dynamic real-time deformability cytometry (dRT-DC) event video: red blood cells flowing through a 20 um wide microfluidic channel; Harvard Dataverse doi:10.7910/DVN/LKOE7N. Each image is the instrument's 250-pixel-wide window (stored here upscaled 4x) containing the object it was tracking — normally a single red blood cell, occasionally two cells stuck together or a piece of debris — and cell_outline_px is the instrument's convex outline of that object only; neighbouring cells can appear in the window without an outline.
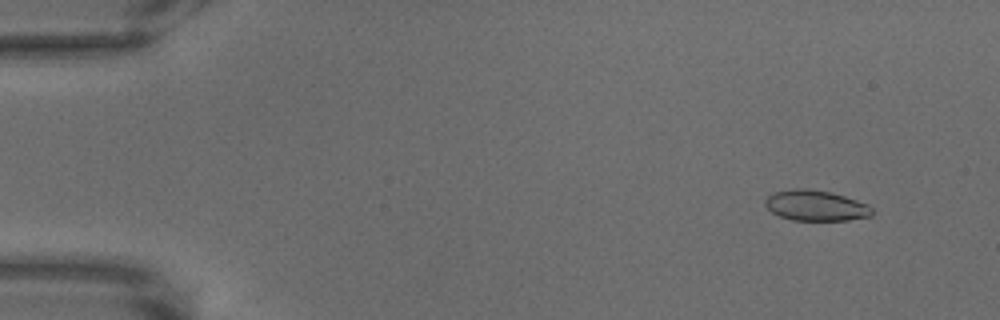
{"species": "common noctule bat (a hibernating species)", "species_latin": "Nyctalus noctula", "temperature_condition": "warm", "stored_images_in_passage": 15, "camera_frame_rate_fps": 3000, "um_per_image_px": 0.085, "animal": {"sex": "male", "body_mass_g": 18.8}, "frame": {"image": 1, "passage_image": 6, "time_ms": 1.667, "image_size_px": [1000, 320], "cell_outline_px": [[876, 212], [872, 216], [848, 220], [792, 220], [780, 216], [772, 212], [764, 204], [764, 200], [772, 192], [792, 188], [808, 188], [832, 192], [868, 204]], "centroid_in_image_um": [69.35, 17.46], "position_along_channel_um": 15.7, "area_um2": 19.31}}